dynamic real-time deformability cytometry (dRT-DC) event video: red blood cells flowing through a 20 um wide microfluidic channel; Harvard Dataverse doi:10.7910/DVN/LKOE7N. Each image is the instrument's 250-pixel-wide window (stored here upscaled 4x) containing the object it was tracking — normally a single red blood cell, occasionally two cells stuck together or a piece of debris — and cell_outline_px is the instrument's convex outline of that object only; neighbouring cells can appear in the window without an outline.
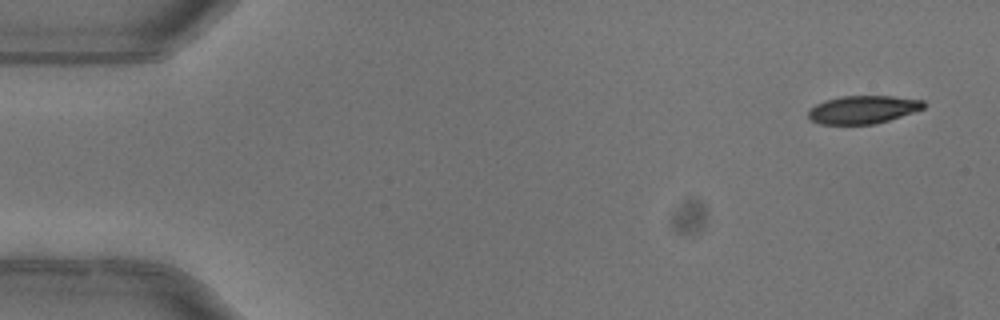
{"species": "common noctule bat (a hibernating species)", "species_latin": "Nyctalus noctula", "temperature_condition": "warm", "stored_images_in_passage": 4, "camera_frame_rate_fps": 3000, "um_per_image_px": 0.085, "animal": {"sex": "female"}, "frame": {"image": 1, "passage_image": 1, "time_ms": 0.0, "image_size_px": [1000, 320], "cell_outline_px": [[924, 108], [876, 124], [820, 124], [812, 120], [808, 116], [808, 112], [816, 104], [824, 100], [840, 96], [892, 96], [924, 100]], "centroid_in_image_um": [73.34, 9.31], "position_along_channel_um": 11.7, "area_um2": 18.67}}
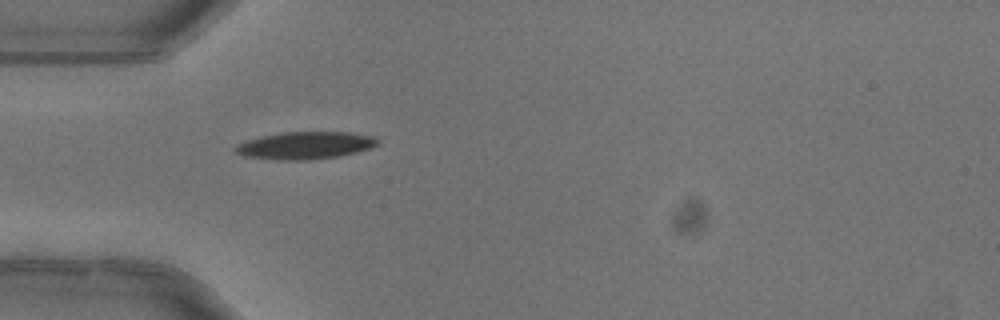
{"frame": {"image": 2, "passage_image": 4, "time_ms": 1.0, "image_size_px": [1000, 320], "cell_outline_px": [[380, 144], [372, 148], [340, 156], [308, 160], [280, 160], [244, 156], [236, 152], [232, 148], [236, 144], [244, 140], [260, 136], [284, 132], [348, 132], [376, 136], [380, 140]], "centroid_in_image_um": [25.96, 12.35], "position_along_channel_um": 59.0, "area_um2": 23.06}}